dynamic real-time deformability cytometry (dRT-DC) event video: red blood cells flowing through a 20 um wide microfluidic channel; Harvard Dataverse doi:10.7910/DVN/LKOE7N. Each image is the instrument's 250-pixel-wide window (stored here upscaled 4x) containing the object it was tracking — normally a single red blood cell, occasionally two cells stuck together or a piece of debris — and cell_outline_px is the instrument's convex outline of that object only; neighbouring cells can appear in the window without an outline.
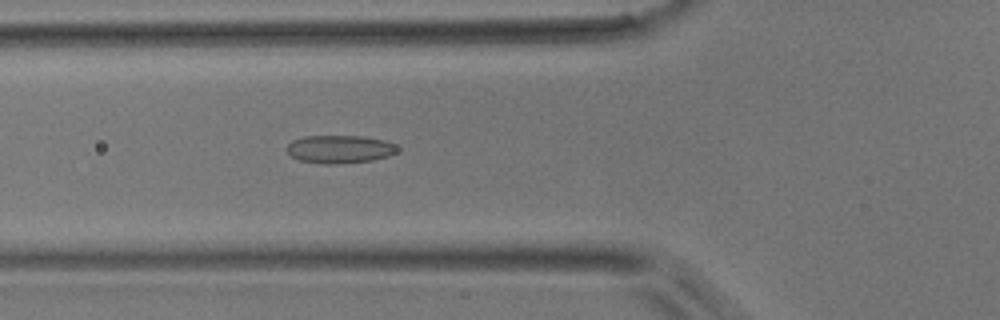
{"species": "common noctule bat (a hibernating species)", "species_latin": "Nyctalus noctula", "temperature_condition": "room temperature", "stored_images_in_passage": 36, "camera_frame_rate_fps": 3000, "um_per_image_px": 0.085, "animal": {"sex": "male", "body_mass_g": 17.9}, "frame": {"image": 1, "passage_image": 4, "time_ms": 1.0, "image_size_px": [1000, 320], "cell_outline_px": [[400, 148], [396, 152], [388, 156], [372, 160], [336, 164], [324, 164], [300, 160], [292, 156], [284, 148], [292, 140], [304, 136], [360, 136], [384, 140], [396, 144]], "centroid_in_image_um": [28.87, 12.67], "position_along_channel_um": 96.9, "area_um2": 18.09}}
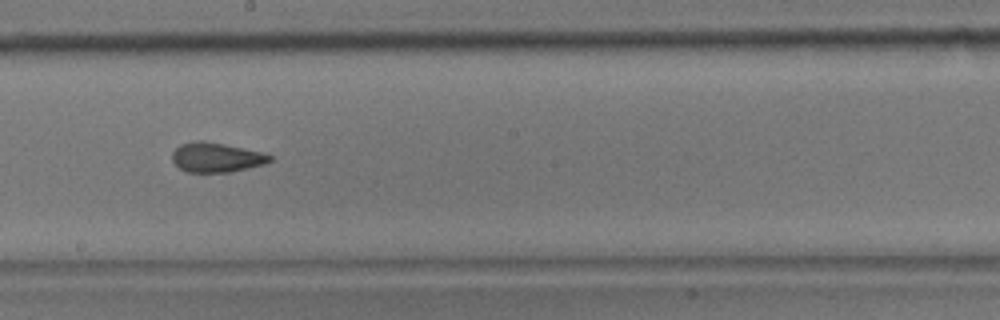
{"frame": {"image": 2, "passage_image": 14, "time_ms": 4.333, "image_size_px": [1000, 320], "cell_outline_px": [[272, 160], [264, 164], [248, 168], [228, 172], [188, 172], [180, 168], [172, 160], [172, 152], [180, 144], [200, 140], [204, 140], [224, 144], [260, 152], [272, 156]], "centroid_in_image_um": [18.37, 13.37], "position_along_channel_um": 229.8, "area_um2": 16.65}}
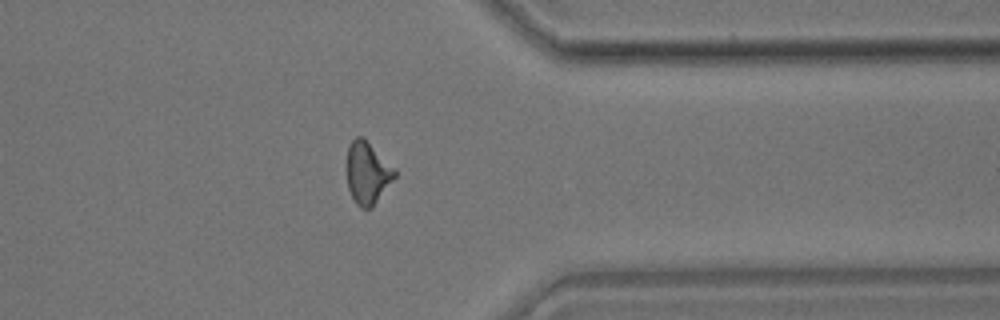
{"frame": {"image": 3, "passage_image": 26, "time_ms": 8.333, "image_size_px": [1000, 320], "cell_outline_px": [[396, 176], [372, 208], [360, 208], [356, 204], [348, 188], [348, 144], [356, 136], [364, 136], [396, 168]], "centroid_in_image_um": [31.26, 14.66], "position_along_channel_um": 380.1, "area_um2": 17.51}}